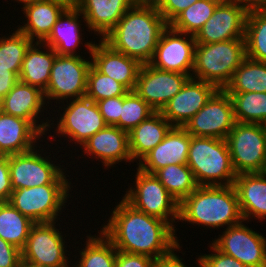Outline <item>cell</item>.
<instances>
[{
	"label": "cell",
	"instance_id": "obj_30",
	"mask_svg": "<svg viewBox=\"0 0 266 267\" xmlns=\"http://www.w3.org/2000/svg\"><path fill=\"white\" fill-rule=\"evenodd\" d=\"M224 90L227 93H266V62L245 57Z\"/></svg>",
	"mask_w": 266,
	"mask_h": 267
},
{
	"label": "cell",
	"instance_id": "obj_26",
	"mask_svg": "<svg viewBox=\"0 0 266 267\" xmlns=\"http://www.w3.org/2000/svg\"><path fill=\"white\" fill-rule=\"evenodd\" d=\"M84 16L74 5L66 8L53 25L52 31L42 42L53 48L58 55L78 56L76 50L82 44L81 20ZM81 33V34H80Z\"/></svg>",
	"mask_w": 266,
	"mask_h": 267
},
{
	"label": "cell",
	"instance_id": "obj_36",
	"mask_svg": "<svg viewBox=\"0 0 266 267\" xmlns=\"http://www.w3.org/2000/svg\"><path fill=\"white\" fill-rule=\"evenodd\" d=\"M231 97L236 122L266 125V93H228Z\"/></svg>",
	"mask_w": 266,
	"mask_h": 267
},
{
	"label": "cell",
	"instance_id": "obj_51",
	"mask_svg": "<svg viewBox=\"0 0 266 267\" xmlns=\"http://www.w3.org/2000/svg\"><path fill=\"white\" fill-rule=\"evenodd\" d=\"M141 3H149V4H156L159 0H137Z\"/></svg>",
	"mask_w": 266,
	"mask_h": 267
},
{
	"label": "cell",
	"instance_id": "obj_16",
	"mask_svg": "<svg viewBox=\"0 0 266 267\" xmlns=\"http://www.w3.org/2000/svg\"><path fill=\"white\" fill-rule=\"evenodd\" d=\"M243 222L226 228L212 245L248 267H266V238Z\"/></svg>",
	"mask_w": 266,
	"mask_h": 267
},
{
	"label": "cell",
	"instance_id": "obj_7",
	"mask_svg": "<svg viewBox=\"0 0 266 267\" xmlns=\"http://www.w3.org/2000/svg\"><path fill=\"white\" fill-rule=\"evenodd\" d=\"M134 187L127 189L122 197L134 209L173 224L179 218V203L167 191L155 174L136 168Z\"/></svg>",
	"mask_w": 266,
	"mask_h": 267
},
{
	"label": "cell",
	"instance_id": "obj_46",
	"mask_svg": "<svg viewBox=\"0 0 266 267\" xmlns=\"http://www.w3.org/2000/svg\"><path fill=\"white\" fill-rule=\"evenodd\" d=\"M176 254L177 252L172 253L170 256L166 258L155 261L154 267H188L185 265V263H183L179 255L177 256ZM196 261H198V266L202 267L199 258H197Z\"/></svg>",
	"mask_w": 266,
	"mask_h": 267
},
{
	"label": "cell",
	"instance_id": "obj_48",
	"mask_svg": "<svg viewBox=\"0 0 266 267\" xmlns=\"http://www.w3.org/2000/svg\"><path fill=\"white\" fill-rule=\"evenodd\" d=\"M248 9H264L266 8V0H237Z\"/></svg>",
	"mask_w": 266,
	"mask_h": 267
},
{
	"label": "cell",
	"instance_id": "obj_32",
	"mask_svg": "<svg viewBox=\"0 0 266 267\" xmlns=\"http://www.w3.org/2000/svg\"><path fill=\"white\" fill-rule=\"evenodd\" d=\"M7 36L0 37V76H19L26 51L34 42L18 29Z\"/></svg>",
	"mask_w": 266,
	"mask_h": 267
},
{
	"label": "cell",
	"instance_id": "obj_15",
	"mask_svg": "<svg viewBox=\"0 0 266 267\" xmlns=\"http://www.w3.org/2000/svg\"><path fill=\"white\" fill-rule=\"evenodd\" d=\"M57 119L56 133L67 137L80 147L95 133L107 126L96 102L84 96L72 99Z\"/></svg>",
	"mask_w": 266,
	"mask_h": 267
},
{
	"label": "cell",
	"instance_id": "obj_12",
	"mask_svg": "<svg viewBox=\"0 0 266 267\" xmlns=\"http://www.w3.org/2000/svg\"><path fill=\"white\" fill-rule=\"evenodd\" d=\"M235 122L231 97L219 89L183 128L191 136L226 139Z\"/></svg>",
	"mask_w": 266,
	"mask_h": 267
},
{
	"label": "cell",
	"instance_id": "obj_27",
	"mask_svg": "<svg viewBox=\"0 0 266 267\" xmlns=\"http://www.w3.org/2000/svg\"><path fill=\"white\" fill-rule=\"evenodd\" d=\"M67 7L55 1L37 0L23 5L22 11L27 23L17 29L33 42H43ZM36 37V38H35Z\"/></svg>",
	"mask_w": 266,
	"mask_h": 267
},
{
	"label": "cell",
	"instance_id": "obj_18",
	"mask_svg": "<svg viewBox=\"0 0 266 267\" xmlns=\"http://www.w3.org/2000/svg\"><path fill=\"white\" fill-rule=\"evenodd\" d=\"M218 90L213 84L190 78L160 113L173 127H184Z\"/></svg>",
	"mask_w": 266,
	"mask_h": 267
},
{
	"label": "cell",
	"instance_id": "obj_35",
	"mask_svg": "<svg viewBox=\"0 0 266 267\" xmlns=\"http://www.w3.org/2000/svg\"><path fill=\"white\" fill-rule=\"evenodd\" d=\"M246 57L266 62V8L249 9L245 29Z\"/></svg>",
	"mask_w": 266,
	"mask_h": 267
},
{
	"label": "cell",
	"instance_id": "obj_25",
	"mask_svg": "<svg viewBox=\"0 0 266 267\" xmlns=\"http://www.w3.org/2000/svg\"><path fill=\"white\" fill-rule=\"evenodd\" d=\"M233 186L237 193L243 220L248 221L251 217L259 221L265 220L266 172L238 174Z\"/></svg>",
	"mask_w": 266,
	"mask_h": 267
},
{
	"label": "cell",
	"instance_id": "obj_1",
	"mask_svg": "<svg viewBox=\"0 0 266 267\" xmlns=\"http://www.w3.org/2000/svg\"><path fill=\"white\" fill-rule=\"evenodd\" d=\"M107 222L100 231L117 251L157 261L181 250L176 229L162 219L134 209L124 199L115 206Z\"/></svg>",
	"mask_w": 266,
	"mask_h": 267
},
{
	"label": "cell",
	"instance_id": "obj_49",
	"mask_svg": "<svg viewBox=\"0 0 266 267\" xmlns=\"http://www.w3.org/2000/svg\"><path fill=\"white\" fill-rule=\"evenodd\" d=\"M46 1H55L65 5L67 8L75 5L76 0H46Z\"/></svg>",
	"mask_w": 266,
	"mask_h": 267
},
{
	"label": "cell",
	"instance_id": "obj_37",
	"mask_svg": "<svg viewBox=\"0 0 266 267\" xmlns=\"http://www.w3.org/2000/svg\"><path fill=\"white\" fill-rule=\"evenodd\" d=\"M221 0H198L182 11L169 25L177 31L196 35L212 16Z\"/></svg>",
	"mask_w": 266,
	"mask_h": 267
},
{
	"label": "cell",
	"instance_id": "obj_31",
	"mask_svg": "<svg viewBox=\"0 0 266 267\" xmlns=\"http://www.w3.org/2000/svg\"><path fill=\"white\" fill-rule=\"evenodd\" d=\"M35 223L10 202L0 204V237L22 250Z\"/></svg>",
	"mask_w": 266,
	"mask_h": 267
},
{
	"label": "cell",
	"instance_id": "obj_44",
	"mask_svg": "<svg viewBox=\"0 0 266 267\" xmlns=\"http://www.w3.org/2000/svg\"><path fill=\"white\" fill-rule=\"evenodd\" d=\"M12 191L9 156L0 155V204L9 201Z\"/></svg>",
	"mask_w": 266,
	"mask_h": 267
},
{
	"label": "cell",
	"instance_id": "obj_45",
	"mask_svg": "<svg viewBox=\"0 0 266 267\" xmlns=\"http://www.w3.org/2000/svg\"><path fill=\"white\" fill-rule=\"evenodd\" d=\"M21 261V250L0 237V267H16Z\"/></svg>",
	"mask_w": 266,
	"mask_h": 267
},
{
	"label": "cell",
	"instance_id": "obj_43",
	"mask_svg": "<svg viewBox=\"0 0 266 267\" xmlns=\"http://www.w3.org/2000/svg\"><path fill=\"white\" fill-rule=\"evenodd\" d=\"M154 263L149 256L117 251L115 267H154Z\"/></svg>",
	"mask_w": 266,
	"mask_h": 267
},
{
	"label": "cell",
	"instance_id": "obj_10",
	"mask_svg": "<svg viewBox=\"0 0 266 267\" xmlns=\"http://www.w3.org/2000/svg\"><path fill=\"white\" fill-rule=\"evenodd\" d=\"M78 56L56 55L50 80L44 91L45 100L66 101L86 95L88 71L92 61Z\"/></svg>",
	"mask_w": 266,
	"mask_h": 267
},
{
	"label": "cell",
	"instance_id": "obj_52",
	"mask_svg": "<svg viewBox=\"0 0 266 267\" xmlns=\"http://www.w3.org/2000/svg\"><path fill=\"white\" fill-rule=\"evenodd\" d=\"M16 2L18 1V3L21 2V4L23 3L24 5L28 4V3H33L37 0H15Z\"/></svg>",
	"mask_w": 266,
	"mask_h": 267
},
{
	"label": "cell",
	"instance_id": "obj_19",
	"mask_svg": "<svg viewBox=\"0 0 266 267\" xmlns=\"http://www.w3.org/2000/svg\"><path fill=\"white\" fill-rule=\"evenodd\" d=\"M84 45L91 54L92 65L99 72L110 76L129 91L135 90L138 73L142 66L138 60L115 51L102 39L99 43L86 42Z\"/></svg>",
	"mask_w": 266,
	"mask_h": 267
},
{
	"label": "cell",
	"instance_id": "obj_5",
	"mask_svg": "<svg viewBox=\"0 0 266 267\" xmlns=\"http://www.w3.org/2000/svg\"><path fill=\"white\" fill-rule=\"evenodd\" d=\"M245 57V39H231L211 44L196 43L191 78L224 90Z\"/></svg>",
	"mask_w": 266,
	"mask_h": 267
},
{
	"label": "cell",
	"instance_id": "obj_34",
	"mask_svg": "<svg viewBox=\"0 0 266 267\" xmlns=\"http://www.w3.org/2000/svg\"><path fill=\"white\" fill-rule=\"evenodd\" d=\"M99 236H88L86 246L80 250V261L72 267H115L117 249L100 231Z\"/></svg>",
	"mask_w": 266,
	"mask_h": 267
},
{
	"label": "cell",
	"instance_id": "obj_13",
	"mask_svg": "<svg viewBox=\"0 0 266 267\" xmlns=\"http://www.w3.org/2000/svg\"><path fill=\"white\" fill-rule=\"evenodd\" d=\"M248 11L249 9L237 0H221L212 16L196 33V43L211 44L245 39Z\"/></svg>",
	"mask_w": 266,
	"mask_h": 267
},
{
	"label": "cell",
	"instance_id": "obj_24",
	"mask_svg": "<svg viewBox=\"0 0 266 267\" xmlns=\"http://www.w3.org/2000/svg\"><path fill=\"white\" fill-rule=\"evenodd\" d=\"M42 133L28 120L0 110V155L10 156L30 151ZM34 145V146H33Z\"/></svg>",
	"mask_w": 266,
	"mask_h": 267
},
{
	"label": "cell",
	"instance_id": "obj_38",
	"mask_svg": "<svg viewBox=\"0 0 266 267\" xmlns=\"http://www.w3.org/2000/svg\"><path fill=\"white\" fill-rule=\"evenodd\" d=\"M155 112L134 90L128 91L121 96L119 128L129 133Z\"/></svg>",
	"mask_w": 266,
	"mask_h": 267
},
{
	"label": "cell",
	"instance_id": "obj_23",
	"mask_svg": "<svg viewBox=\"0 0 266 267\" xmlns=\"http://www.w3.org/2000/svg\"><path fill=\"white\" fill-rule=\"evenodd\" d=\"M137 0H76L86 27L101 39L107 35Z\"/></svg>",
	"mask_w": 266,
	"mask_h": 267
},
{
	"label": "cell",
	"instance_id": "obj_29",
	"mask_svg": "<svg viewBox=\"0 0 266 267\" xmlns=\"http://www.w3.org/2000/svg\"><path fill=\"white\" fill-rule=\"evenodd\" d=\"M41 47L43 49L47 47V50L42 51ZM56 55L55 50L48 45L36 41L32 43L23 59L19 81L38 87L44 92L50 80L51 68Z\"/></svg>",
	"mask_w": 266,
	"mask_h": 267
},
{
	"label": "cell",
	"instance_id": "obj_20",
	"mask_svg": "<svg viewBox=\"0 0 266 267\" xmlns=\"http://www.w3.org/2000/svg\"><path fill=\"white\" fill-rule=\"evenodd\" d=\"M45 101L44 92L41 89L18 81L2 98L0 110L5 114L30 121L43 135H46L48 128L53 126V123L50 124L53 119L49 120L47 117L45 122L42 120L38 124V118H40L38 114L44 111L45 104L47 106Z\"/></svg>",
	"mask_w": 266,
	"mask_h": 267
},
{
	"label": "cell",
	"instance_id": "obj_42",
	"mask_svg": "<svg viewBox=\"0 0 266 267\" xmlns=\"http://www.w3.org/2000/svg\"><path fill=\"white\" fill-rule=\"evenodd\" d=\"M98 109L107 125L119 128L121 116V96L107 98L96 102Z\"/></svg>",
	"mask_w": 266,
	"mask_h": 267
},
{
	"label": "cell",
	"instance_id": "obj_14",
	"mask_svg": "<svg viewBox=\"0 0 266 267\" xmlns=\"http://www.w3.org/2000/svg\"><path fill=\"white\" fill-rule=\"evenodd\" d=\"M195 48L194 35L174 30L168 25L159 38L149 64L160 70L192 76Z\"/></svg>",
	"mask_w": 266,
	"mask_h": 267
},
{
	"label": "cell",
	"instance_id": "obj_6",
	"mask_svg": "<svg viewBox=\"0 0 266 267\" xmlns=\"http://www.w3.org/2000/svg\"><path fill=\"white\" fill-rule=\"evenodd\" d=\"M228 147L236 174L266 172V126L235 122Z\"/></svg>",
	"mask_w": 266,
	"mask_h": 267
},
{
	"label": "cell",
	"instance_id": "obj_28",
	"mask_svg": "<svg viewBox=\"0 0 266 267\" xmlns=\"http://www.w3.org/2000/svg\"><path fill=\"white\" fill-rule=\"evenodd\" d=\"M173 126L160 113L155 112L148 119L128 133L129 150L132 160L140 162L152 149H154Z\"/></svg>",
	"mask_w": 266,
	"mask_h": 267
},
{
	"label": "cell",
	"instance_id": "obj_50",
	"mask_svg": "<svg viewBox=\"0 0 266 267\" xmlns=\"http://www.w3.org/2000/svg\"><path fill=\"white\" fill-rule=\"evenodd\" d=\"M16 267H39V266L32 265V264L21 259V261L17 264Z\"/></svg>",
	"mask_w": 266,
	"mask_h": 267
},
{
	"label": "cell",
	"instance_id": "obj_21",
	"mask_svg": "<svg viewBox=\"0 0 266 267\" xmlns=\"http://www.w3.org/2000/svg\"><path fill=\"white\" fill-rule=\"evenodd\" d=\"M81 148L86 156L90 155L96 158V161L100 159L106 168L121 161H133L129 150L128 133L117 126L107 125L90 137Z\"/></svg>",
	"mask_w": 266,
	"mask_h": 267
},
{
	"label": "cell",
	"instance_id": "obj_33",
	"mask_svg": "<svg viewBox=\"0 0 266 267\" xmlns=\"http://www.w3.org/2000/svg\"><path fill=\"white\" fill-rule=\"evenodd\" d=\"M154 174L178 203L198 187L192 170L187 164H170L160 168Z\"/></svg>",
	"mask_w": 266,
	"mask_h": 267
},
{
	"label": "cell",
	"instance_id": "obj_40",
	"mask_svg": "<svg viewBox=\"0 0 266 267\" xmlns=\"http://www.w3.org/2000/svg\"><path fill=\"white\" fill-rule=\"evenodd\" d=\"M209 246L213 253L198 256L202 267H248L234 257L217 250L212 244Z\"/></svg>",
	"mask_w": 266,
	"mask_h": 267
},
{
	"label": "cell",
	"instance_id": "obj_4",
	"mask_svg": "<svg viewBox=\"0 0 266 267\" xmlns=\"http://www.w3.org/2000/svg\"><path fill=\"white\" fill-rule=\"evenodd\" d=\"M187 165L198 186L232 185L237 176L226 139L191 136Z\"/></svg>",
	"mask_w": 266,
	"mask_h": 267
},
{
	"label": "cell",
	"instance_id": "obj_47",
	"mask_svg": "<svg viewBox=\"0 0 266 267\" xmlns=\"http://www.w3.org/2000/svg\"><path fill=\"white\" fill-rule=\"evenodd\" d=\"M19 81V76H0V97L3 98Z\"/></svg>",
	"mask_w": 266,
	"mask_h": 267
},
{
	"label": "cell",
	"instance_id": "obj_17",
	"mask_svg": "<svg viewBox=\"0 0 266 267\" xmlns=\"http://www.w3.org/2000/svg\"><path fill=\"white\" fill-rule=\"evenodd\" d=\"M190 78V75L157 69L149 63L142 64L134 91L160 112Z\"/></svg>",
	"mask_w": 266,
	"mask_h": 267
},
{
	"label": "cell",
	"instance_id": "obj_22",
	"mask_svg": "<svg viewBox=\"0 0 266 267\" xmlns=\"http://www.w3.org/2000/svg\"><path fill=\"white\" fill-rule=\"evenodd\" d=\"M191 135L183 127H172L165 138L137 165L142 171L154 174L170 164H187Z\"/></svg>",
	"mask_w": 266,
	"mask_h": 267
},
{
	"label": "cell",
	"instance_id": "obj_3",
	"mask_svg": "<svg viewBox=\"0 0 266 267\" xmlns=\"http://www.w3.org/2000/svg\"><path fill=\"white\" fill-rule=\"evenodd\" d=\"M218 228L237 225L243 220L236 190L228 186H198L179 203L178 221Z\"/></svg>",
	"mask_w": 266,
	"mask_h": 267
},
{
	"label": "cell",
	"instance_id": "obj_41",
	"mask_svg": "<svg viewBox=\"0 0 266 267\" xmlns=\"http://www.w3.org/2000/svg\"><path fill=\"white\" fill-rule=\"evenodd\" d=\"M198 0H159L157 10L169 25L182 11Z\"/></svg>",
	"mask_w": 266,
	"mask_h": 267
},
{
	"label": "cell",
	"instance_id": "obj_39",
	"mask_svg": "<svg viewBox=\"0 0 266 267\" xmlns=\"http://www.w3.org/2000/svg\"><path fill=\"white\" fill-rule=\"evenodd\" d=\"M129 90L110 76L99 72L91 65L87 76L86 97L94 102L99 100L124 96Z\"/></svg>",
	"mask_w": 266,
	"mask_h": 267
},
{
	"label": "cell",
	"instance_id": "obj_8",
	"mask_svg": "<svg viewBox=\"0 0 266 267\" xmlns=\"http://www.w3.org/2000/svg\"><path fill=\"white\" fill-rule=\"evenodd\" d=\"M71 184H46L12 191L8 202L34 223L53 222L69 199ZM63 206V207H62Z\"/></svg>",
	"mask_w": 266,
	"mask_h": 267
},
{
	"label": "cell",
	"instance_id": "obj_11",
	"mask_svg": "<svg viewBox=\"0 0 266 267\" xmlns=\"http://www.w3.org/2000/svg\"><path fill=\"white\" fill-rule=\"evenodd\" d=\"M56 221L35 223L26 244L21 250V259L39 267H71L65 256L63 234L55 227ZM65 250V251H64Z\"/></svg>",
	"mask_w": 266,
	"mask_h": 267
},
{
	"label": "cell",
	"instance_id": "obj_2",
	"mask_svg": "<svg viewBox=\"0 0 266 267\" xmlns=\"http://www.w3.org/2000/svg\"><path fill=\"white\" fill-rule=\"evenodd\" d=\"M167 26L155 4L137 1L102 40L115 51L147 64Z\"/></svg>",
	"mask_w": 266,
	"mask_h": 267
},
{
	"label": "cell",
	"instance_id": "obj_9",
	"mask_svg": "<svg viewBox=\"0 0 266 267\" xmlns=\"http://www.w3.org/2000/svg\"><path fill=\"white\" fill-rule=\"evenodd\" d=\"M38 150V151H37ZM39 149L9 156L12 189L37 187L46 184H71L61 165L56 166L49 156H41Z\"/></svg>",
	"mask_w": 266,
	"mask_h": 267
}]
</instances>
